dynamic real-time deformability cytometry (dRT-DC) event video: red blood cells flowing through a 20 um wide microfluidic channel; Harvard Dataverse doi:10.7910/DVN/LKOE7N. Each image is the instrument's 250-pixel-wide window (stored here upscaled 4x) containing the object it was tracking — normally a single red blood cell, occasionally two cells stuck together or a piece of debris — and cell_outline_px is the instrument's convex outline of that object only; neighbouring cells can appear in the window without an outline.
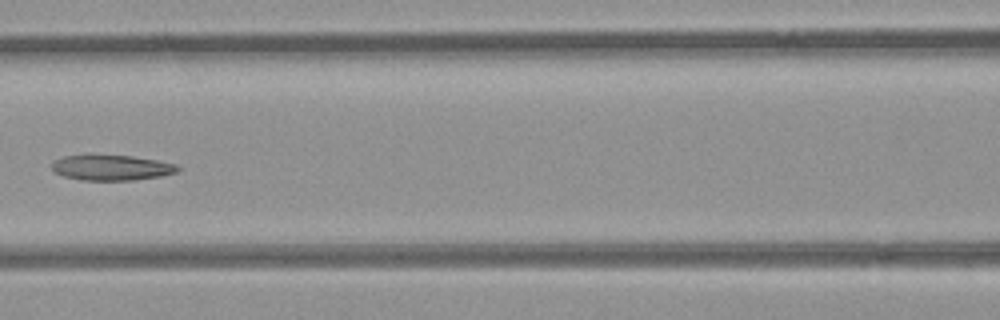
{"species": "common noctule bat (a hibernating species)", "species_latin": "Nyctalus noctula", "temperature_condition": "room temperature", "stored_images_in_passage": 7, "camera_frame_rate_fps": 3000, "um_per_image_px": 0.085, "animal": {"sex": "female", "body_mass_g": 21.9}, "frame": {"image": 1, "passage_image": 6, "time_ms": 6.667, "image_size_px": [1000, 320], "cell_outline_px": [[180, 168], [176, 172], [160, 176], [132, 180], [80, 180], [64, 176], [56, 172], [52, 168], [52, 164], [56, 160], [64, 156], [88, 152], [92, 152], [132, 156], [156, 160], [176, 164]], "centroid_in_image_um": [9.43, 14.2], "position_along_channel_um": 157.2, "area_um2": 19.19}}
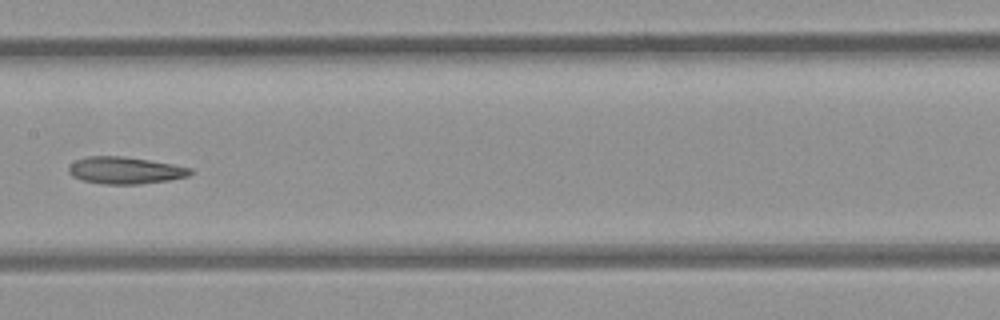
{"frame": {"image": 2, "passage_image": 7, "time_ms": 7.667, "image_size_px": [1000, 320], "cell_outline_px": [[192, 172], [188, 176], [168, 180], [140, 184], [104, 184], [84, 180], [72, 176], [68, 172], [68, 168], [76, 160], [88, 156], [124, 156], [172, 164], [192, 168]], "centroid_in_image_um": [10.64, 14.48], "position_along_channel_um": 196.8, "area_um2": 18.96}}